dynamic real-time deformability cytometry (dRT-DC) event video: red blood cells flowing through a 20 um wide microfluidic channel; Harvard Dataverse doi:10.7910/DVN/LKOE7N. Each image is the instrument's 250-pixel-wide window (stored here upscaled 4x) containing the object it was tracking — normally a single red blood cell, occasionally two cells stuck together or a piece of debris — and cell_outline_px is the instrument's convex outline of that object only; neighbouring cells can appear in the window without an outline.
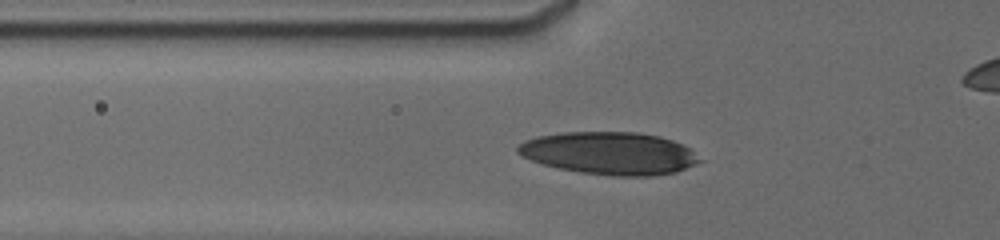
{"species": "human", "species_latin": "Homo sapiens", "temperature_condition": "cold", "stored_images_in_passage": 11, "camera_frame_rate_fps": 3000, "um_per_image_px": 0.085, "donor": {"sex": "male"}, "frame": {"image": 1, "passage_image": 7, "time_ms": 3.0, "image_size_px": [1000, 240], "cell_outline_px": [[704, 160], [696, 164], [676, 172], [656, 176], [612, 176], [580, 172], [560, 168], [544, 164], [532, 160], [516, 152], [516, 148], [524, 140], [536, 136], [564, 132], [636, 132], [660, 136], [672, 140], [688, 148]], "centroid_in_image_um": [51.83, 13.03], "position_along_channel_um": 74.0, "area_um2": 45.08}}
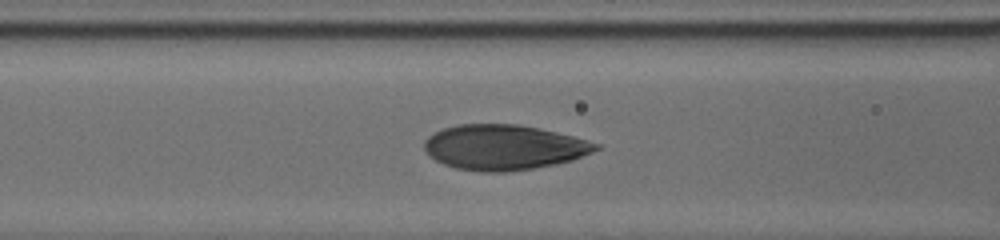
{"frame": {"image": 2, "passage_image": 10, "time_ms": 4.333, "image_size_px": [1000, 240], "cell_outline_px": [[600, 148], [592, 152], [572, 160], [556, 164], [536, 168], [504, 172], [480, 172], [456, 168], [444, 164], [428, 156], [424, 152], [424, 140], [428, 136], [444, 128], [456, 124], [516, 124], [556, 132], [572, 136], [600, 144]], "centroid_in_image_um": [42.79, 12.53], "position_along_channel_um": 123.8, "area_um2": 45.14}}